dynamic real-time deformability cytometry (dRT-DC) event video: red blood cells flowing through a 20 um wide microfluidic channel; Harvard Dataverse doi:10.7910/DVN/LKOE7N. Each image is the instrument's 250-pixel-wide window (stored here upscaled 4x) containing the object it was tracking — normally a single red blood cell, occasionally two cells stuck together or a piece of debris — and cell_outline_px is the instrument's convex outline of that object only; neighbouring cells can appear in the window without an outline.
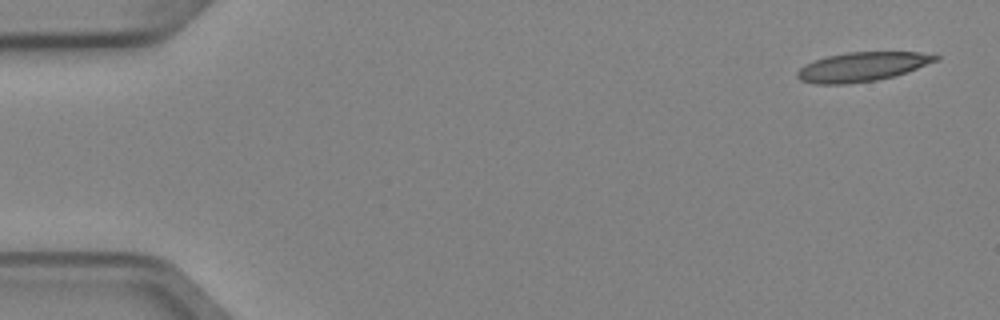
{"species": "Egyptian fruit bat (a non-hibernating species)", "species_latin": "Rousettus aegyptiacus", "temperature_condition": "cold", "stored_images_in_passage": 4, "camera_frame_rate_fps": 3000, "um_per_image_px": 0.085, "animal": {"sex": "female"}, "frame": {"image": 1, "passage_image": 1, "time_ms": 0.0, "image_size_px": [1000, 320], "cell_outline_px": [[940, 60], [892, 76], [876, 80], [844, 84], [812, 84], [800, 80], [796, 76], [796, 72], [804, 64], [828, 56], [848, 52], [920, 52], [940, 56]], "centroid_in_image_um": [73.25, 5.67], "position_along_channel_um": 11.8, "area_um2": 23.35}}
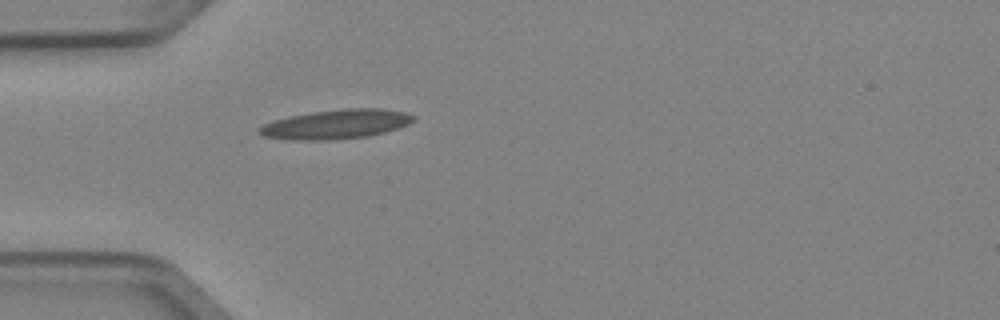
{"frame": {"image": 2, "passage_image": 4, "time_ms": 1.0, "image_size_px": [1000, 320], "cell_outline_px": [[416, 120], [408, 124], [384, 132], [368, 136], [332, 140], [296, 140], [264, 136], [256, 132], [256, 128], [272, 120], [288, 116], [312, 112], [344, 108], [384, 108], [404, 112], [416, 116]], "centroid_in_image_um": [28.55, 10.55], "position_along_channel_um": 56.4, "area_um2": 26.53}}